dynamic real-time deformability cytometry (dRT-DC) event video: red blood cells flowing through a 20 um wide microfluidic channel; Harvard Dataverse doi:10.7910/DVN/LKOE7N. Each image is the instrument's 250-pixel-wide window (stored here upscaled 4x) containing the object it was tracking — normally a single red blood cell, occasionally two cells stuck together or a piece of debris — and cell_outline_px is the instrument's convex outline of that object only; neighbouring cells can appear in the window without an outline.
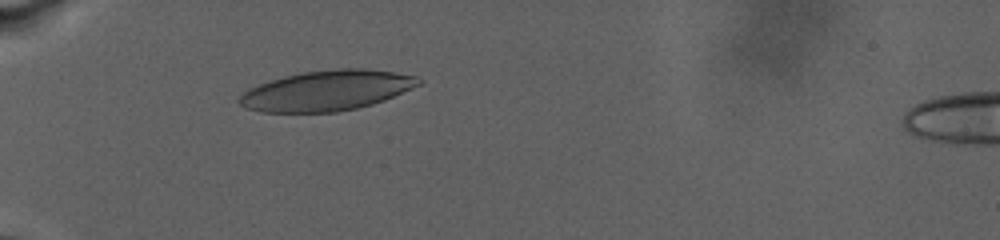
{"species": "human", "species_latin": "Homo sapiens", "temperature_condition": "warm", "stored_images_in_passage": 48, "camera_frame_rate_fps": 3000, "um_per_image_px": 0.085, "donor": {"sex": "male"}, "frame": {"image": 1, "passage_image": 2, "time_ms": 0.333, "image_size_px": [1000, 240], "cell_outline_px": [[424, 80], [420, 84], [384, 100], [372, 104], [356, 108], [336, 112], [260, 112], [244, 108], [236, 100], [248, 88], [284, 76], [300, 72], [340, 68], [364, 68], [392, 72], [416, 76]], "centroid_in_image_um": [27.74, 7.7], "position_along_channel_um": 57.3, "area_um2": 41.96}}
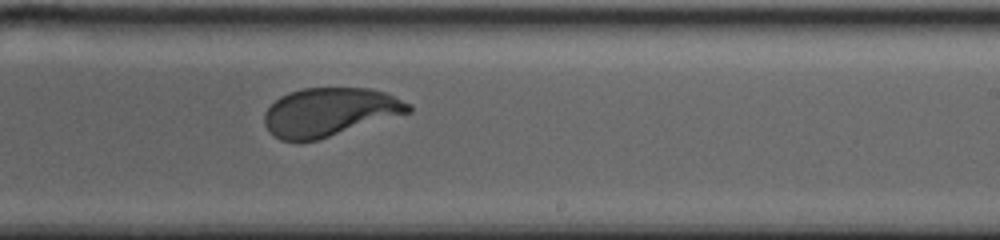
{"frame": {"image": 2, "passage_image": 18, "time_ms": 9.667, "image_size_px": [1000, 240], "cell_outline_px": [[412, 112], [316, 140], [280, 140], [264, 124], [264, 116], [268, 108], [280, 96], [304, 88], [368, 88], [384, 92], [412, 104]], "centroid_in_image_um": [28.06, 9.51], "position_along_channel_um": 260.9, "area_um2": 40.11}}
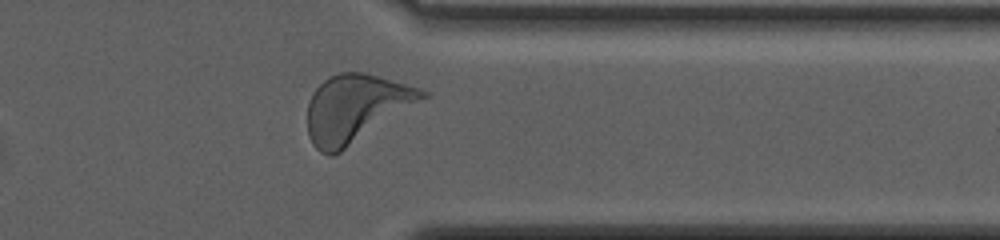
{"frame": {"image": 3, "passage_image": 37, "time_ms": 14.667, "image_size_px": [1000, 240], "cell_outline_px": [[428, 96], [340, 152], [332, 156], [328, 156], [320, 152], [312, 144], [308, 136], [308, 104], [312, 92], [324, 80], [340, 72], [364, 72], [404, 84], [428, 92]], "centroid_in_image_um": [30.17, 9.22], "position_along_channel_um": 381.2, "area_um2": 44.39}, "authors_computed_cell_mechanics": {"area_um2": 41.4426, "velocity_mm_per_s": 2.4233, "shape_relaxation_time_tau1_ms": 6.5599, "shape_relaxation_time_tau2_ms": null, "deformation_change_tau1": 0.2041, "deformation_change_tau2": null}}